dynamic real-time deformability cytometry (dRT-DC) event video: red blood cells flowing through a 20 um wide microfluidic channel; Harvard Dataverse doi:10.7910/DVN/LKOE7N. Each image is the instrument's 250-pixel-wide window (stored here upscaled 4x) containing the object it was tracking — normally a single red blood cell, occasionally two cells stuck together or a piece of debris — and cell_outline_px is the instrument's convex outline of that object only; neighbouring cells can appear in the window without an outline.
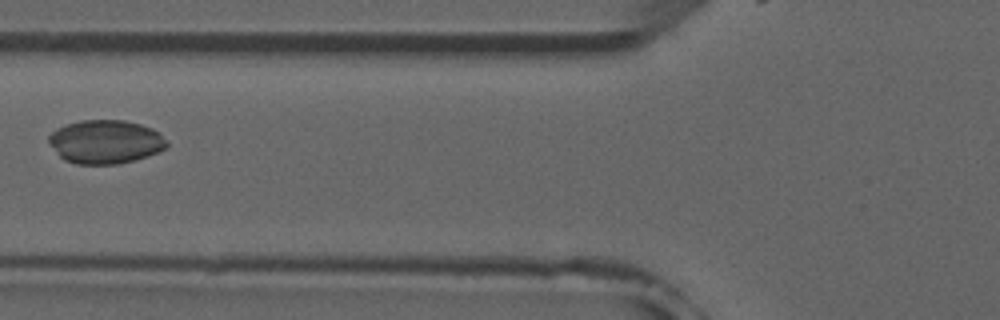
{"species": "common noctule bat (a hibernating species)", "species_latin": "Nyctalus noctula", "temperature_condition": "room temperature", "stored_images_in_passage": 6, "camera_frame_rate_fps": 3000, "um_per_image_px": 0.085, "animal": {"sex": "male", "forearm_length_mm": 52.5}, "frame": {"image": 1, "passage_image": 5, "time_ms": 4.667, "image_size_px": [1000, 320], "cell_outline_px": [[168, 144], [164, 148], [156, 152], [132, 160], [116, 164], [76, 164], [64, 160], [48, 144], [48, 136], [56, 128], [68, 124], [84, 120], [124, 120], [140, 124], [152, 128], [160, 132]], "centroid_in_image_um": [8.93, 12.04], "position_along_channel_um": 116.9, "area_um2": 29.82}}
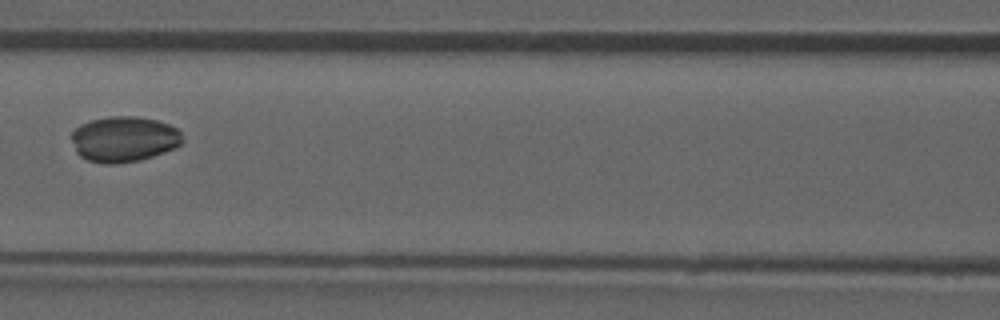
{"frame": {"image": 2, "passage_image": 6, "time_ms": 5.667, "image_size_px": [1000, 320], "cell_outline_px": [[184, 140], [176, 148], [140, 160], [116, 164], [104, 164], [88, 160], [80, 156], [76, 152], [72, 140], [72, 132], [80, 124], [92, 120], [112, 116], [136, 116], [156, 120], [168, 124], [176, 128], [180, 132]], "centroid_in_image_um": [10.54, 11.83], "position_along_channel_um": 156.1, "area_um2": 29.48}}